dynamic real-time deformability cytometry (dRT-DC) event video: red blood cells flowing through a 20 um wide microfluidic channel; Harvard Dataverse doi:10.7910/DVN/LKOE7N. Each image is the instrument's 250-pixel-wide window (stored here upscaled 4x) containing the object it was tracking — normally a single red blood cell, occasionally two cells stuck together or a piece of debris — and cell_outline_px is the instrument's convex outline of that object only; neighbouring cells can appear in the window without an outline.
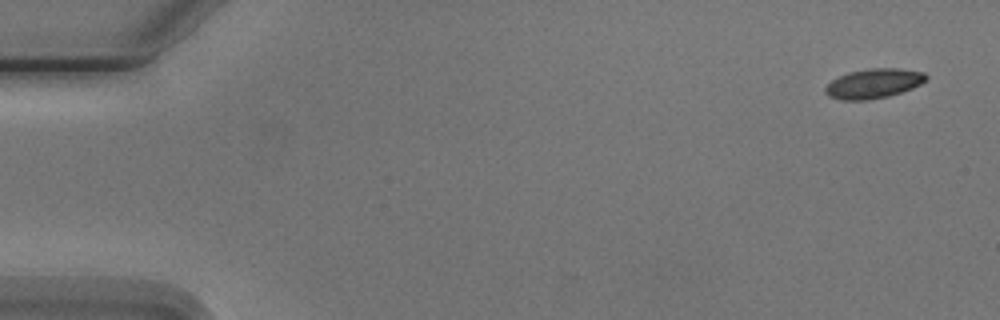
{"species": "Egyptian fruit bat (a non-hibernating species)", "species_latin": "Rousettus aegyptiacus", "temperature_condition": "cold", "stored_images_in_passage": 4, "camera_frame_rate_fps": 3000, "um_per_image_px": 0.085, "animal": {"sex": "male"}, "frame": {"image": 1, "passage_image": 1, "time_ms": 0.0, "image_size_px": [1000, 320], "cell_outline_px": [[928, 80], [912, 88], [888, 96], [868, 100], [840, 100], [828, 96], [824, 92], [824, 88], [832, 80], [848, 72], [868, 68], [900, 68], [924, 72], [928, 76]], "centroid_in_image_um": [74.26, 7.09], "position_along_channel_um": 10.7, "area_um2": 17.51}}
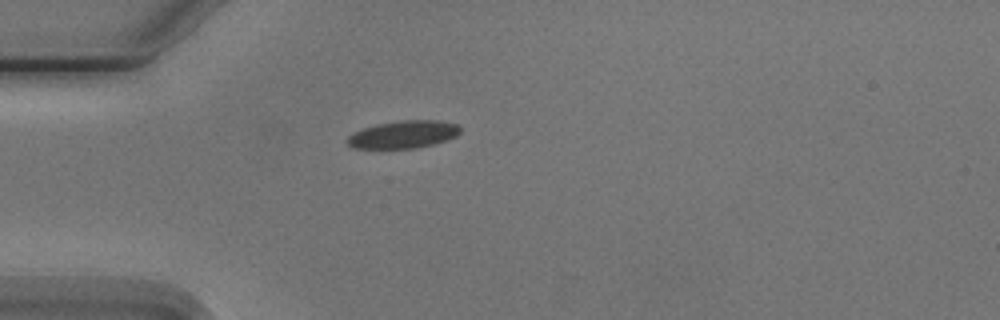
{"frame": {"image": 2, "passage_image": 4, "time_ms": 4.333, "image_size_px": [1000, 320], "cell_outline_px": [[460, 132], [456, 136], [432, 144], [416, 148], [356, 148], [348, 144], [344, 140], [348, 136], [364, 128], [376, 124], [404, 120], [436, 120], [460, 124]], "centroid_in_image_um": [34.3, 11.42], "position_along_channel_um": 50.7, "area_um2": 17.98}}